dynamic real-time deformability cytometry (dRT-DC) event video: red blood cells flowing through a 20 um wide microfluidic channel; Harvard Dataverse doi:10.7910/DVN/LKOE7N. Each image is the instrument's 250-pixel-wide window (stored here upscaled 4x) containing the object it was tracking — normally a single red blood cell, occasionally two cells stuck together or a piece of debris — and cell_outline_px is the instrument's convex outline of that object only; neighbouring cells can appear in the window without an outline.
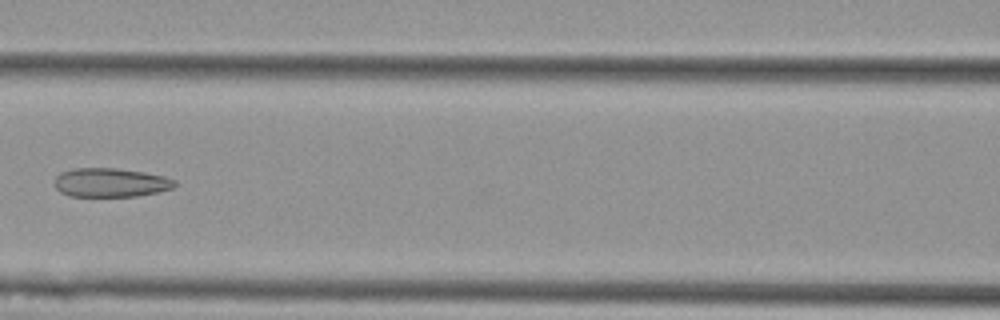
{"species": "Egyptian fruit bat (a non-hibernating species)", "species_latin": "Rousettus aegyptiacus", "temperature_condition": "cold", "stored_images_in_passage": 5, "camera_frame_rate_fps": 3000, "um_per_image_px": 0.085, "animal": {"sex": "female"}, "frame": {"image": 1, "passage_image": 3, "time_ms": 0.667, "image_size_px": [1000, 320], "cell_outline_px": [[176, 184], [172, 188], [160, 192], [136, 196], [68, 196], [60, 192], [56, 188], [56, 176], [60, 172], [72, 168], [116, 168], [144, 172], [164, 176], [176, 180]], "centroid_in_image_um": [9.41, 15.51], "position_along_channel_um": 157.2, "area_um2": 20.35}}
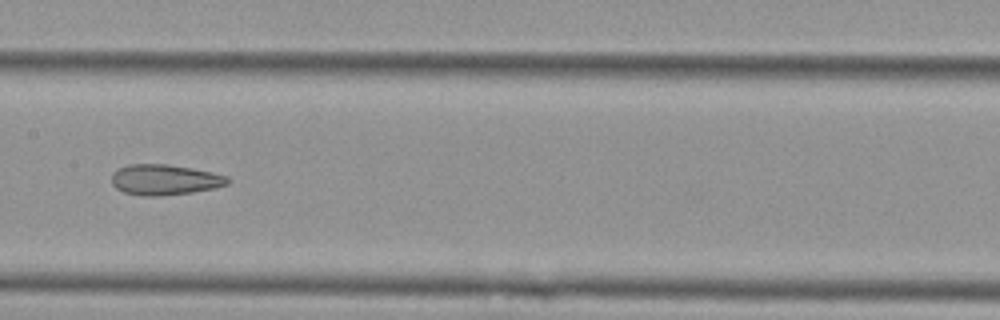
{"frame": {"image": 2, "passage_image": 4, "time_ms": 1.0, "image_size_px": [1000, 320], "cell_outline_px": [[232, 180], [228, 184], [212, 188], [192, 192], [160, 196], [144, 196], [124, 192], [116, 188], [112, 184], [112, 172], [128, 164], [168, 164], [192, 168], [212, 172], [228, 176]], "centroid_in_image_um": [14.01, 15.27], "position_along_channel_um": 193.4, "area_um2": 20.69}}
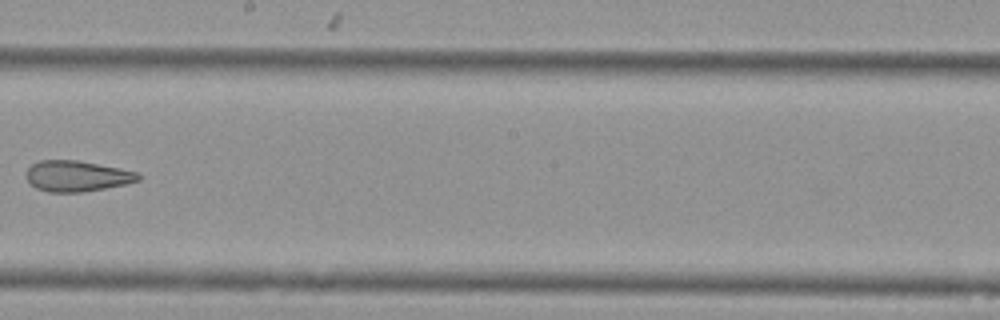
{"frame": {"image": 3, "passage_image": 5, "time_ms": 1.333, "image_size_px": [1000, 320], "cell_outline_px": [[140, 180], [124, 184], [104, 188], [80, 192], [48, 192], [36, 188], [24, 176], [28, 168], [32, 164], [40, 160], [76, 160], [120, 168], [136, 172], [140, 176]], "centroid_in_image_um": [6.5, 14.96], "position_along_channel_um": 241.7, "area_um2": 19.94}}